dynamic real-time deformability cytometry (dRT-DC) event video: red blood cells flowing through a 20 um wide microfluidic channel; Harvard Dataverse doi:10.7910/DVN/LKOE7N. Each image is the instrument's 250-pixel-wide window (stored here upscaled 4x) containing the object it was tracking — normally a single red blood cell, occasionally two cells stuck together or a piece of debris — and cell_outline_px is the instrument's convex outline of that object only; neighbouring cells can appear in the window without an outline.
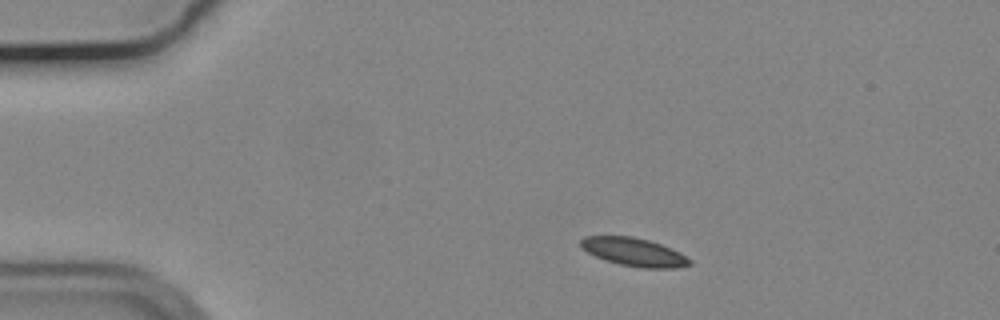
{"species": "common noctule bat (a hibernating species)", "species_latin": "Nyctalus noctula", "temperature_condition": "cold", "stored_images_in_passage": 46, "camera_frame_rate_fps": 3000, "um_per_image_px": 0.085, "animal": {"sex": "male", "body_mass_g": 19.2, "forearm_length_mm": 51.8}, "frame": {"image": 1, "passage_image": 1, "time_ms": 0.0, "image_size_px": [1000, 320], "cell_outline_px": [[692, 264], [676, 268], [640, 268], [620, 264], [604, 260], [580, 248], [580, 240], [584, 236], [632, 236], [648, 240], [660, 244], [680, 252], [692, 260]], "centroid_in_image_um": [53.88, 21.42], "position_along_channel_um": 31.1, "area_um2": 17.98}}
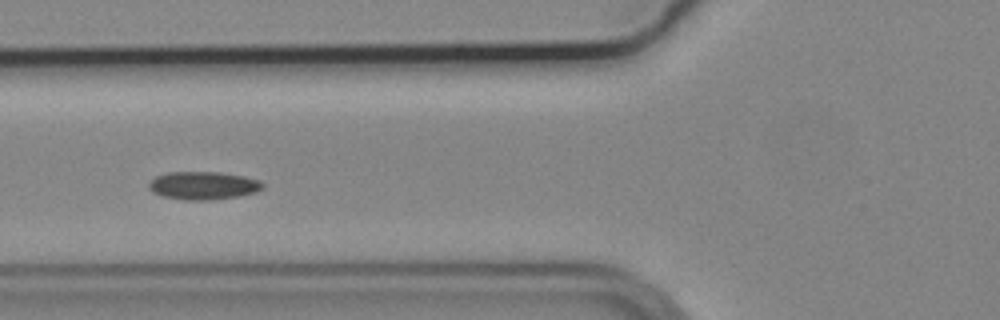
{"frame": {"image": 2, "passage_image": 12, "time_ms": 3.667, "image_size_px": [1000, 320], "cell_outline_px": [[264, 188], [256, 192], [236, 196], [208, 200], [184, 200], [164, 196], [152, 192], [148, 188], [148, 184], [156, 176], [168, 172], [220, 172], [244, 176], [260, 180], [264, 184]], "centroid_in_image_um": [17.28, 15.76], "position_along_channel_um": 108.5, "area_um2": 18.55}}
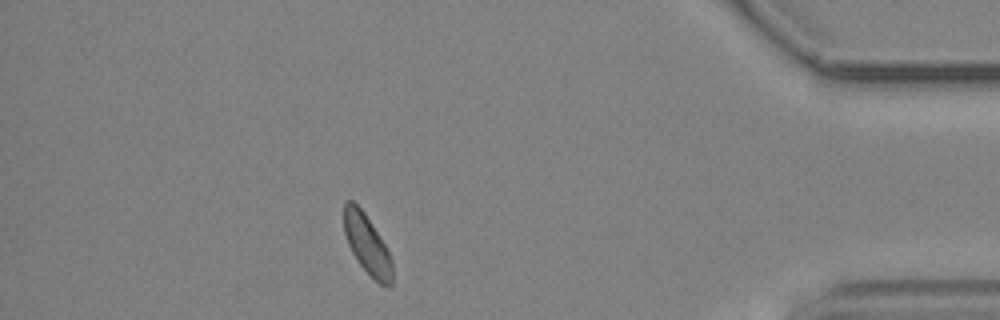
{"frame": {"image": 3, "passage_image": 40, "time_ms": 13.0, "image_size_px": [1000, 320], "cell_outline_px": [[392, 284], [380, 284], [360, 264], [352, 252], [348, 244], [344, 232], [344, 204], [348, 200], [352, 200], [364, 212], [384, 244], [392, 260]], "centroid_in_image_um": [31.18, 20.74], "position_along_channel_um": 404.0, "area_um2": 16.18}, "authors_computed_cell_mechanics": {"area_um2": 16.8198, "velocity_mm_per_s": 2.0114, "shape_relaxation_time_tau1_ms": 6.7568, "shape_relaxation_time_tau2_ms": null, "deformation_change_tau1": 0.3661, "deformation_change_tau2": null}}